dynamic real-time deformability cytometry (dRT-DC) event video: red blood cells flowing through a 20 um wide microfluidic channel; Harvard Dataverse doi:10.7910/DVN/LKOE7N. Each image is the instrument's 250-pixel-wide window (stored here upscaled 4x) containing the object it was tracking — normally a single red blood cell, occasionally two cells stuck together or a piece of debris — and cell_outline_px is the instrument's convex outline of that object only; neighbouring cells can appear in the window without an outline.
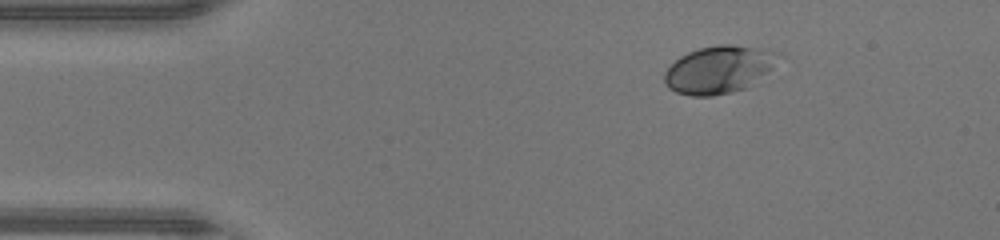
{"species": "human", "species_latin": "Homo sapiens", "temperature_condition": "warm", "stored_images_in_passage": 40, "camera_frame_rate_fps": 3000, "um_per_image_px": 0.085, "donor": {"sex": "male"}, "frame": {"image": 1, "passage_image": 1, "time_ms": 0.0, "image_size_px": [1000, 240], "cell_outline_px": [[784, 56], [760, 84], [748, 88], [732, 92], [712, 96], [692, 96], [676, 92], [668, 88], [664, 84], [664, 72], [680, 56], [688, 52], [700, 48], [720, 44], [732, 44], [780, 52]], "centroid_in_image_um": [61.21, 5.93], "position_along_channel_um": 23.8, "area_um2": 32.48}}
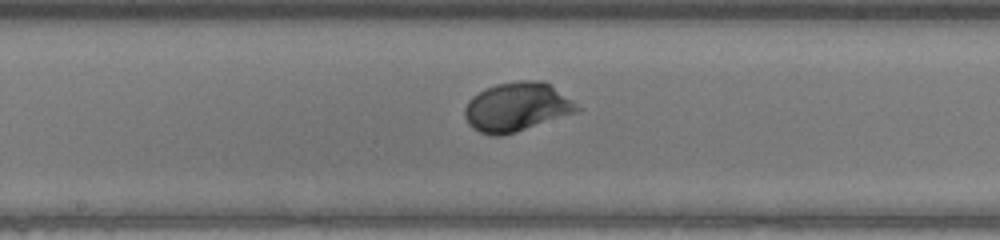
{"frame": {"image": 2, "passage_image": 18, "time_ms": 5.667, "image_size_px": [1000, 240], "cell_outline_px": [[584, 108], [576, 112], [516, 132], [500, 136], [492, 136], [480, 132], [472, 128], [468, 124], [464, 116], [464, 108], [468, 100], [472, 96], [496, 84], [520, 80], [544, 80]], "centroid_in_image_um": [43.93, 9.09], "position_along_channel_um": 204.3, "area_um2": 32.14}}
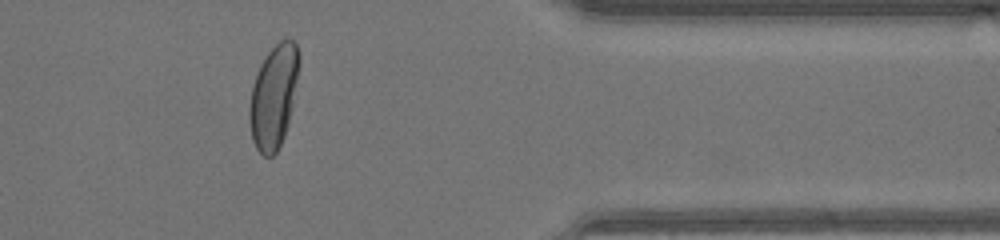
{"frame": {"image": 3, "passage_image": 32, "time_ms": 10.333, "image_size_px": [1000, 240], "cell_outline_px": [[300, 64], [292, 108], [288, 124], [284, 136], [276, 152], [272, 156], [264, 156], [256, 148], [252, 140], [248, 120], [248, 108], [252, 84], [260, 64], [268, 52], [280, 40], [292, 40], [296, 44], [300, 56]], "centroid_in_image_um": [23.25, 8.21], "position_along_channel_um": 388.2, "area_um2": 30.06}, "authors_computed_cell_mechanics": {"area_um2": 30.2872, "velocity_mm_per_s": 4.4356, "shape_relaxation_time_tau1_ms": 2.7152, "shape_relaxation_time_tau2_ms": null, "deformation_change_tau1": 0.1742, "deformation_change_tau2": null}}